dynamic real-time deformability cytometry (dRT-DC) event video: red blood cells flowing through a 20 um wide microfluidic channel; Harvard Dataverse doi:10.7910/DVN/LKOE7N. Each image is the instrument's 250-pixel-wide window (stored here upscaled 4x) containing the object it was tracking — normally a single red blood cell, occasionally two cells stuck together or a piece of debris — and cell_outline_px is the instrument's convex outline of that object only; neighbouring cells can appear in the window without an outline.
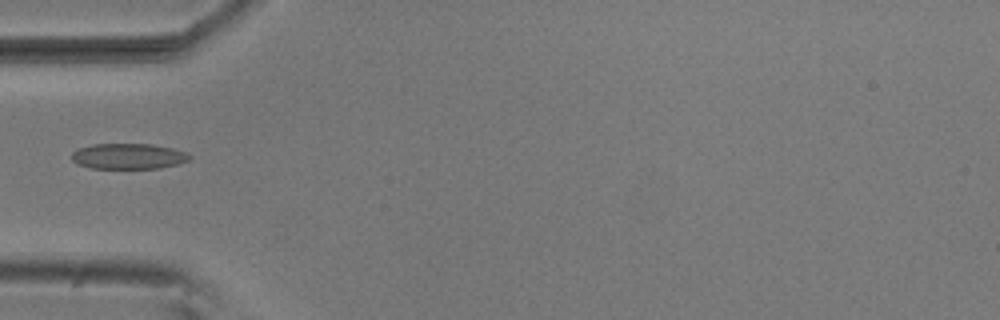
{"species": "common noctule bat (a hibernating species)", "species_latin": "Nyctalus noctula", "temperature_condition": "room temperature", "stored_images_in_passage": 6, "camera_frame_rate_fps": 3000, "um_per_image_px": 0.085, "animal": {"sex": "male", "body_mass_g": 20.5, "forearm_length_mm": 52.5}, "frame": {"image": 1, "passage_image": 5, "time_ms": 1.333, "image_size_px": [1000, 320], "cell_outline_px": [[192, 156], [188, 160], [176, 164], [160, 168], [92, 168], [80, 164], [72, 160], [72, 152], [80, 148], [92, 144], [152, 144], [172, 148], [188, 152]], "centroid_in_image_um": [10.94, 13.27], "position_along_channel_um": 74.1, "area_um2": 17.46}}
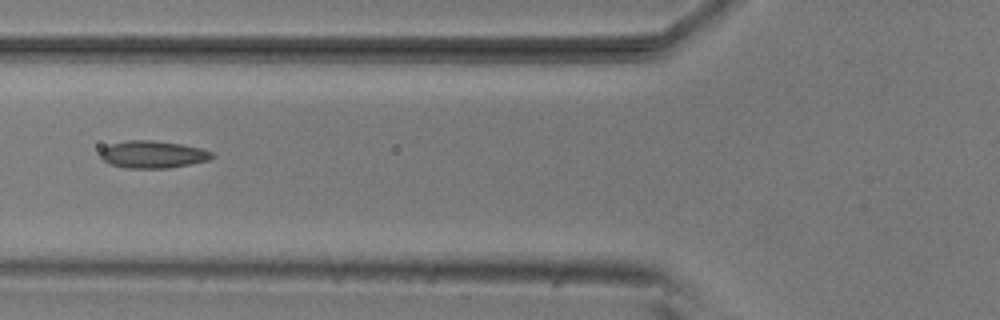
{"frame": {"image": 2, "passage_image": 6, "time_ms": 1.667, "image_size_px": [1000, 320], "cell_outline_px": [[216, 156], [208, 160], [168, 168], [124, 168], [108, 164], [100, 156], [100, 152], [104, 148], [112, 144], [124, 140], [152, 140], [180, 144], [200, 148], [212, 152]], "centroid_in_image_um": [12.97, 13.13], "position_along_channel_um": 112.8, "area_um2": 17.69}}